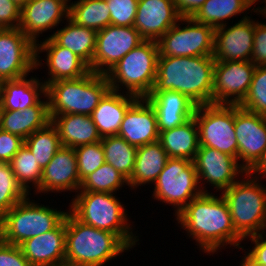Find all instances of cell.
Returning a JSON list of instances; mask_svg holds the SVG:
<instances>
[{
	"mask_svg": "<svg viewBox=\"0 0 266 266\" xmlns=\"http://www.w3.org/2000/svg\"><path fill=\"white\" fill-rule=\"evenodd\" d=\"M175 219L189 238L195 240L199 250L207 255L213 256L227 245L244 250L240 246L244 240L235 231L230 210L222 195L202 193L187 204Z\"/></svg>",
	"mask_w": 266,
	"mask_h": 266,
	"instance_id": "obj_1",
	"label": "cell"
},
{
	"mask_svg": "<svg viewBox=\"0 0 266 266\" xmlns=\"http://www.w3.org/2000/svg\"><path fill=\"white\" fill-rule=\"evenodd\" d=\"M213 56H158L153 91H176L197 106L212 104L214 86Z\"/></svg>",
	"mask_w": 266,
	"mask_h": 266,
	"instance_id": "obj_2",
	"label": "cell"
},
{
	"mask_svg": "<svg viewBox=\"0 0 266 266\" xmlns=\"http://www.w3.org/2000/svg\"><path fill=\"white\" fill-rule=\"evenodd\" d=\"M66 214L65 262L80 266H106L130 248L114 233L79 221Z\"/></svg>",
	"mask_w": 266,
	"mask_h": 266,
	"instance_id": "obj_3",
	"label": "cell"
},
{
	"mask_svg": "<svg viewBox=\"0 0 266 266\" xmlns=\"http://www.w3.org/2000/svg\"><path fill=\"white\" fill-rule=\"evenodd\" d=\"M115 194L77 192L69 203V211L79 221L87 225L116 234L132 249L139 241V237L133 233V224L128 222V211L124 208L125 204L120 202Z\"/></svg>",
	"mask_w": 266,
	"mask_h": 266,
	"instance_id": "obj_4",
	"label": "cell"
},
{
	"mask_svg": "<svg viewBox=\"0 0 266 266\" xmlns=\"http://www.w3.org/2000/svg\"><path fill=\"white\" fill-rule=\"evenodd\" d=\"M109 90L110 84L106 75L93 71L76 79H62L47 83L49 115L91 116Z\"/></svg>",
	"mask_w": 266,
	"mask_h": 266,
	"instance_id": "obj_5",
	"label": "cell"
},
{
	"mask_svg": "<svg viewBox=\"0 0 266 266\" xmlns=\"http://www.w3.org/2000/svg\"><path fill=\"white\" fill-rule=\"evenodd\" d=\"M246 177V178H245ZM249 172L221 192L226 201L236 233L247 237L266 230V187Z\"/></svg>",
	"mask_w": 266,
	"mask_h": 266,
	"instance_id": "obj_6",
	"label": "cell"
},
{
	"mask_svg": "<svg viewBox=\"0 0 266 266\" xmlns=\"http://www.w3.org/2000/svg\"><path fill=\"white\" fill-rule=\"evenodd\" d=\"M158 56V43L144 40L105 74L110 89L146 98L156 82Z\"/></svg>",
	"mask_w": 266,
	"mask_h": 266,
	"instance_id": "obj_7",
	"label": "cell"
},
{
	"mask_svg": "<svg viewBox=\"0 0 266 266\" xmlns=\"http://www.w3.org/2000/svg\"><path fill=\"white\" fill-rule=\"evenodd\" d=\"M34 201L28 196L0 219V239L3 242L19 246L29 238L55 229L65 219L67 211Z\"/></svg>",
	"mask_w": 266,
	"mask_h": 266,
	"instance_id": "obj_8",
	"label": "cell"
},
{
	"mask_svg": "<svg viewBox=\"0 0 266 266\" xmlns=\"http://www.w3.org/2000/svg\"><path fill=\"white\" fill-rule=\"evenodd\" d=\"M154 185L152 198L175 209V217L194 198L200 188L194 162L184 158H168Z\"/></svg>",
	"mask_w": 266,
	"mask_h": 266,
	"instance_id": "obj_9",
	"label": "cell"
},
{
	"mask_svg": "<svg viewBox=\"0 0 266 266\" xmlns=\"http://www.w3.org/2000/svg\"><path fill=\"white\" fill-rule=\"evenodd\" d=\"M199 146L214 148L238 161V144L234 130L235 105L205 104L196 107Z\"/></svg>",
	"mask_w": 266,
	"mask_h": 266,
	"instance_id": "obj_10",
	"label": "cell"
},
{
	"mask_svg": "<svg viewBox=\"0 0 266 266\" xmlns=\"http://www.w3.org/2000/svg\"><path fill=\"white\" fill-rule=\"evenodd\" d=\"M214 40L215 28L192 17L181 18L157 41L159 56H213Z\"/></svg>",
	"mask_w": 266,
	"mask_h": 266,
	"instance_id": "obj_11",
	"label": "cell"
},
{
	"mask_svg": "<svg viewBox=\"0 0 266 266\" xmlns=\"http://www.w3.org/2000/svg\"><path fill=\"white\" fill-rule=\"evenodd\" d=\"M36 69V45L19 29H0V82L17 80Z\"/></svg>",
	"mask_w": 266,
	"mask_h": 266,
	"instance_id": "obj_12",
	"label": "cell"
},
{
	"mask_svg": "<svg viewBox=\"0 0 266 266\" xmlns=\"http://www.w3.org/2000/svg\"><path fill=\"white\" fill-rule=\"evenodd\" d=\"M143 41L134 26L108 25L96 34V50L90 71L105 75Z\"/></svg>",
	"mask_w": 266,
	"mask_h": 266,
	"instance_id": "obj_13",
	"label": "cell"
},
{
	"mask_svg": "<svg viewBox=\"0 0 266 266\" xmlns=\"http://www.w3.org/2000/svg\"><path fill=\"white\" fill-rule=\"evenodd\" d=\"M193 162L203 193H209L205 183L223 192L246 173L235 157L211 147L199 146Z\"/></svg>",
	"mask_w": 266,
	"mask_h": 266,
	"instance_id": "obj_14",
	"label": "cell"
},
{
	"mask_svg": "<svg viewBox=\"0 0 266 266\" xmlns=\"http://www.w3.org/2000/svg\"><path fill=\"white\" fill-rule=\"evenodd\" d=\"M234 130L238 144V163L249 172L266 149V116L235 105Z\"/></svg>",
	"mask_w": 266,
	"mask_h": 266,
	"instance_id": "obj_15",
	"label": "cell"
},
{
	"mask_svg": "<svg viewBox=\"0 0 266 266\" xmlns=\"http://www.w3.org/2000/svg\"><path fill=\"white\" fill-rule=\"evenodd\" d=\"M255 69L251 61L215 62L212 104L240 105L248 94Z\"/></svg>",
	"mask_w": 266,
	"mask_h": 266,
	"instance_id": "obj_16",
	"label": "cell"
},
{
	"mask_svg": "<svg viewBox=\"0 0 266 266\" xmlns=\"http://www.w3.org/2000/svg\"><path fill=\"white\" fill-rule=\"evenodd\" d=\"M247 14L232 26L215 28V62L250 61L253 51L255 21Z\"/></svg>",
	"mask_w": 266,
	"mask_h": 266,
	"instance_id": "obj_17",
	"label": "cell"
},
{
	"mask_svg": "<svg viewBox=\"0 0 266 266\" xmlns=\"http://www.w3.org/2000/svg\"><path fill=\"white\" fill-rule=\"evenodd\" d=\"M69 18V5L62 0H30L21 7L18 28L36 45L43 32Z\"/></svg>",
	"mask_w": 266,
	"mask_h": 266,
	"instance_id": "obj_18",
	"label": "cell"
},
{
	"mask_svg": "<svg viewBox=\"0 0 266 266\" xmlns=\"http://www.w3.org/2000/svg\"><path fill=\"white\" fill-rule=\"evenodd\" d=\"M42 52L46 53V62L43 64L48 67V78L42 80L45 84L62 79H76L90 72L89 66L81 58L69 49L59 46L49 36L36 44L35 70L43 65L40 58Z\"/></svg>",
	"mask_w": 266,
	"mask_h": 266,
	"instance_id": "obj_19",
	"label": "cell"
},
{
	"mask_svg": "<svg viewBox=\"0 0 266 266\" xmlns=\"http://www.w3.org/2000/svg\"><path fill=\"white\" fill-rule=\"evenodd\" d=\"M180 19L173 0H138L134 27L143 40L157 42Z\"/></svg>",
	"mask_w": 266,
	"mask_h": 266,
	"instance_id": "obj_20",
	"label": "cell"
},
{
	"mask_svg": "<svg viewBox=\"0 0 266 266\" xmlns=\"http://www.w3.org/2000/svg\"><path fill=\"white\" fill-rule=\"evenodd\" d=\"M74 148L62 146L43 169L40 194L78 192L81 186Z\"/></svg>",
	"mask_w": 266,
	"mask_h": 266,
	"instance_id": "obj_21",
	"label": "cell"
},
{
	"mask_svg": "<svg viewBox=\"0 0 266 266\" xmlns=\"http://www.w3.org/2000/svg\"><path fill=\"white\" fill-rule=\"evenodd\" d=\"M117 136L136 147L159 140L156 113L145 98H138L127 109Z\"/></svg>",
	"mask_w": 266,
	"mask_h": 266,
	"instance_id": "obj_22",
	"label": "cell"
},
{
	"mask_svg": "<svg viewBox=\"0 0 266 266\" xmlns=\"http://www.w3.org/2000/svg\"><path fill=\"white\" fill-rule=\"evenodd\" d=\"M66 216L49 232L29 238L19 247L31 266H56L65 262Z\"/></svg>",
	"mask_w": 266,
	"mask_h": 266,
	"instance_id": "obj_23",
	"label": "cell"
},
{
	"mask_svg": "<svg viewBox=\"0 0 266 266\" xmlns=\"http://www.w3.org/2000/svg\"><path fill=\"white\" fill-rule=\"evenodd\" d=\"M154 108L159 133L184 124L194 116L197 105L176 91H152L145 98Z\"/></svg>",
	"mask_w": 266,
	"mask_h": 266,
	"instance_id": "obj_24",
	"label": "cell"
},
{
	"mask_svg": "<svg viewBox=\"0 0 266 266\" xmlns=\"http://www.w3.org/2000/svg\"><path fill=\"white\" fill-rule=\"evenodd\" d=\"M137 99L111 89L104 95L91 115L101 138L118 135L125 112Z\"/></svg>",
	"mask_w": 266,
	"mask_h": 266,
	"instance_id": "obj_25",
	"label": "cell"
},
{
	"mask_svg": "<svg viewBox=\"0 0 266 266\" xmlns=\"http://www.w3.org/2000/svg\"><path fill=\"white\" fill-rule=\"evenodd\" d=\"M24 110H0V128L26 139L51 122L48 98Z\"/></svg>",
	"mask_w": 266,
	"mask_h": 266,
	"instance_id": "obj_26",
	"label": "cell"
},
{
	"mask_svg": "<svg viewBox=\"0 0 266 266\" xmlns=\"http://www.w3.org/2000/svg\"><path fill=\"white\" fill-rule=\"evenodd\" d=\"M27 78L1 81L0 110H24L44 98L46 84L37 77Z\"/></svg>",
	"mask_w": 266,
	"mask_h": 266,
	"instance_id": "obj_27",
	"label": "cell"
},
{
	"mask_svg": "<svg viewBox=\"0 0 266 266\" xmlns=\"http://www.w3.org/2000/svg\"><path fill=\"white\" fill-rule=\"evenodd\" d=\"M50 118L51 123L57 129L60 143L64 147L76 148L102 140L89 115L60 114L50 115Z\"/></svg>",
	"mask_w": 266,
	"mask_h": 266,
	"instance_id": "obj_28",
	"label": "cell"
},
{
	"mask_svg": "<svg viewBox=\"0 0 266 266\" xmlns=\"http://www.w3.org/2000/svg\"><path fill=\"white\" fill-rule=\"evenodd\" d=\"M167 159L168 155L159 140L137 147L134 171L128 180L131 190L154 183Z\"/></svg>",
	"mask_w": 266,
	"mask_h": 266,
	"instance_id": "obj_29",
	"label": "cell"
},
{
	"mask_svg": "<svg viewBox=\"0 0 266 266\" xmlns=\"http://www.w3.org/2000/svg\"><path fill=\"white\" fill-rule=\"evenodd\" d=\"M159 141L168 158L194 161L199 149L198 127L194 116L184 124L159 133Z\"/></svg>",
	"mask_w": 266,
	"mask_h": 266,
	"instance_id": "obj_30",
	"label": "cell"
},
{
	"mask_svg": "<svg viewBox=\"0 0 266 266\" xmlns=\"http://www.w3.org/2000/svg\"><path fill=\"white\" fill-rule=\"evenodd\" d=\"M64 28L57 29L49 36L59 45L69 49L88 66L92 64L96 50V34L93 29L76 25L69 18Z\"/></svg>",
	"mask_w": 266,
	"mask_h": 266,
	"instance_id": "obj_31",
	"label": "cell"
},
{
	"mask_svg": "<svg viewBox=\"0 0 266 266\" xmlns=\"http://www.w3.org/2000/svg\"><path fill=\"white\" fill-rule=\"evenodd\" d=\"M252 5L253 0H207L192 18L198 23L217 28L228 24L226 20L229 18L244 12L249 14L247 11L252 13Z\"/></svg>",
	"mask_w": 266,
	"mask_h": 266,
	"instance_id": "obj_32",
	"label": "cell"
},
{
	"mask_svg": "<svg viewBox=\"0 0 266 266\" xmlns=\"http://www.w3.org/2000/svg\"><path fill=\"white\" fill-rule=\"evenodd\" d=\"M69 19L98 32L110 25V10L106 0H77L69 6Z\"/></svg>",
	"mask_w": 266,
	"mask_h": 266,
	"instance_id": "obj_33",
	"label": "cell"
},
{
	"mask_svg": "<svg viewBox=\"0 0 266 266\" xmlns=\"http://www.w3.org/2000/svg\"><path fill=\"white\" fill-rule=\"evenodd\" d=\"M101 145L104 150L105 162L129 180L135 167L137 147L117 135L103 137Z\"/></svg>",
	"mask_w": 266,
	"mask_h": 266,
	"instance_id": "obj_34",
	"label": "cell"
},
{
	"mask_svg": "<svg viewBox=\"0 0 266 266\" xmlns=\"http://www.w3.org/2000/svg\"><path fill=\"white\" fill-rule=\"evenodd\" d=\"M18 183L29 194L31 186L34 194H40V181L43 169L37 163L33 153L23 145L9 162Z\"/></svg>",
	"mask_w": 266,
	"mask_h": 266,
	"instance_id": "obj_35",
	"label": "cell"
},
{
	"mask_svg": "<svg viewBox=\"0 0 266 266\" xmlns=\"http://www.w3.org/2000/svg\"><path fill=\"white\" fill-rule=\"evenodd\" d=\"M24 145L33 153L42 169L62 147L57 129L51 122L27 137Z\"/></svg>",
	"mask_w": 266,
	"mask_h": 266,
	"instance_id": "obj_36",
	"label": "cell"
},
{
	"mask_svg": "<svg viewBox=\"0 0 266 266\" xmlns=\"http://www.w3.org/2000/svg\"><path fill=\"white\" fill-rule=\"evenodd\" d=\"M125 185L129 186L128 179L105 162L82 180L78 192L117 193Z\"/></svg>",
	"mask_w": 266,
	"mask_h": 266,
	"instance_id": "obj_37",
	"label": "cell"
},
{
	"mask_svg": "<svg viewBox=\"0 0 266 266\" xmlns=\"http://www.w3.org/2000/svg\"><path fill=\"white\" fill-rule=\"evenodd\" d=\"M28 194L18 183L17 178L7 162H0V219Z\"/></svg>",
	"mask_w": 266,
	"mask_h": 266,
	"instance_id": "obj_38",
	"label": "cell"
},
{
	"mask_svg": "<svg viewBox=\"0 0 266 266\" xmlns=\"http://www.w3.org/2000/svg\"><path fill=\"white\" fill-rule=\"evenodd\" d=\"M239 106L266 116V65L256 66L248 94Z\"/></svg>",
	"mask_w": 266,
	"mask_h": 266,
	"instance_id": "obj_39",
	"label": "cell"
},
{
	"mask_svg": "<svg viewBox=\"0 0 266 266\" xmlns=\"http://www.w3.org/2000/svg\"><path fill=\"white\" fill-rule=\"evenodd\" d=\"M74 151L76 153L77 169L81 181L105 163V155L101 141L78 146L74 148Z\"/></svg>",
	"mask_w": 266,
	"mask_h": 266,
	"instance_id": "obj_40",
	"label": "cell"
},
{
	"mask_svg": "<svg viewBox=\"0 0 266 266\" xmlns=\"http://www.w3.org/2000/svg\"><path fill=\"white\" fill-rule=\"evenodd\" d=\"M110 10V24L134 26L138 0H106Z\"/></svg>",
	"mask_w": 266,
	"mask_h": 266,
	"instance_id": "obj_41",
	"label": "cell"
},
{
	"mask_svg": "<svg viewBox=\"0 0 266 266\" xmlns=\"http://www.w3.org/2000/svg\"><path fill=\"white\" fill-rule=\"evenodd\" d=\"M24 145V139L0 128V162L9 163L19 149Z\"/></svg>",
	"mask_w": 266,
	"mask_h": 266,
	"instance_id": "obj_42",
	"label": "cell"
},
{
	"mask_svg": "<svg viewBox=\"0 0 266 266\" xmlns=\"http://www.w3.org/2000/svg\"><path fill=\"white\" fill-rule=\"evenodd\" d=\"M250 61L256 66L266 65V23L255 22L253 51Z\"/></svg>",
	"mask_w": 266,
	"mask_h": 266,
	"instance_id": "obj_43",
	"label": "cell"
},
{
	"mask_svg": "<svg viewBox=\"0 0 266 266\" xmlns=\"http://www.w3.org/2000/svg\"><path fill=\"white\" fill-rule=\"evenodd\" d=\"M0 266H31L19 246L0 239Z\"/></svg>",
	"mask_w": 266,
	"mask_h": 266,
	"instance_id": "obj_44",
	"label": "cell"
},
{
	"mask_svg": "<svg viewBox=\"0 0 266 266\" xmlns=\"http://www.w3.org/2000/svg\"><path fill=\"white\" fill-rule=\"evenodd\" d=\"M21 8L12 0H0V29L18 28Z\"/></svg>",
	"mask_w": 266,
	"mask_h": 266,
	"instance_id": "obj_45",
	"label": "cell"
},
{
	"mask_svg": "<svg viewBox=\"0 0 266 266\" xmlns=\"http://www.w3.org/2000/svg\"><path fill=\"white\" fill-rule=\"evenodd\" d=\"M266 232L259 233L250 237H247L246 239L250 238L251 243L254 244V246L246 253L255 261L266 265Z\"/></svg>",
	"mask_w": 266,
	"mask_h": 266,
	"instance_id": "obj_46",
	"label": "cell"
},
{
	"mask_svg": "<svg viewBox=\"0 0 266 266\" xmlns=\"http://www.w3.org/2000/svg\"><path fill=\"white\" fill-rule=\"evenodd\" d=\"M181 18L193 17L207 0H173Z\"/></svg>",
	"mask_w": 266,
	"mask_h": 266,
	"instance_id": "obj_47",
	"label": "cell"
},
{
	"mask_svg": "<svg viewBox=\"0 0 266 266\" xmlns=\"http://www.w3.org/2000/svg\"><path fill=\"white\" fill-rule=\"evenodd\" d=\"M249 173L256 178L262 180V178H266V149L258 161V163L249 171ZM260 177V178H259Z\"/></svg>",
	"mask_w": 266,
	"mask_h": 266,
	"instance_id": "obj_48",
	"label": "cell"
},
{
	"mask_svg": "<svg viewBox=\"0 0 266 266\" xmlns=\"http://www.w3.org/2000/svg\"><path fill=\"white\" fill-rule=\"evenodd\" d=\"M244 258L242 257V260L240 261L241 265L240 266H266L263 265L255 260H253L247 253L246 251L244 252Z\"/></svg>",
	"mask_w": 266,
	"mask_h": 266,
	"instance_id": "obj_49",
	"label": "cell"
},
{
	"mask_svg": "<svg viewBox=\"0 0 266 266\" xmlns=\"http://www.w3.org/2000/svg\"><path fill=\"white\" fill-rule=\"evenodd\" d=\"M258 1L259 0H253V4H256V2L258 3ZM263 2H264V4H265V7L264 6H262V7H258L257 6V8H254L253 7V12H256V14L257 15H262V17L264 16V18L266 19V0H262ZM261 0L259 1V2H261L260 4H262L263 2H262Z\"/></svg>",
	"mask_w": 266,
	"mask_h": 266,
	"instance_id": "obj_50",
	"label": "cell"
},
{
	"mask_svg": "<svg viewBox=\"0 0 266 266\" xmlns=\"http://www.w3.org/2000/svg\"><path fill=\"white\" fill-rule=\"evenodd\" d=\"M15 2L20 8L24 5H26L30 0H12Z\"/></svg>",
	"mask_w": 266,
	"mask_h": 266,
	"instance_id": "obj_51",
	"label": "cell"
},
{
	"mask_svg": "<svg viewBox=\"0 0 266 266\" xmlns=\"http://www.w3.org/2000/svg\"><path fill=\"white\" fill-rule=\"evenodd\" d=\"M56 266H80V265H76V264H71V263H67V262H62Z\"/></svg>",
	"mask_w": 266,
	"mask_h": 266,
	"instance_id": "obj_52",
	"label": "cell"
},
{
	"mask_svg": "<svg viewBox=\"0 0 266 266\" xmlns=\"http://www.w3.org/2000/svg\"><path fill=\"white\" fill-rule=\"evenodd\" d=\"M62 1H64L65 3H67L69 6H70V4H71V0H62Z\"/></svg>",
	"mask_w": 266,
	"mask_h": 266,
	"instance_id": "obj_53",
	"label": "cell"
}]
</instances>
